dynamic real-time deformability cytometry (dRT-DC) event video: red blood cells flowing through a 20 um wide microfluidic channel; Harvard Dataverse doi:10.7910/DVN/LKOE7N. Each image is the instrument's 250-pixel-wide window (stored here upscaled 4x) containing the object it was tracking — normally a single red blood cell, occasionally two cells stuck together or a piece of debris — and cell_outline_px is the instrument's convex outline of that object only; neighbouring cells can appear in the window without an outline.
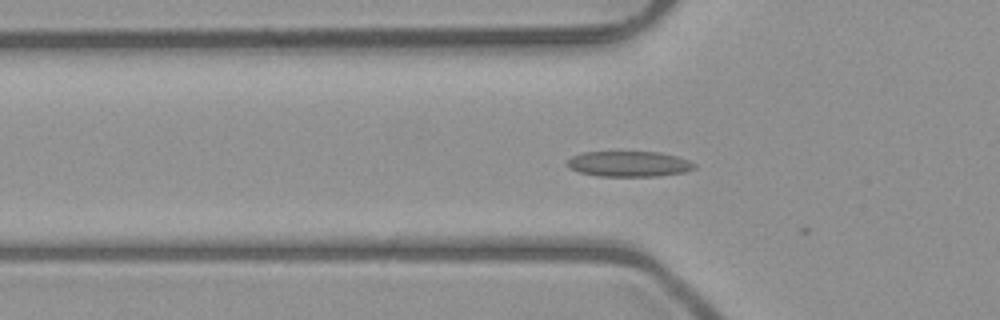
{"species": "common noctule bat (a hibernating species)", "species_latin": "Nyctalus noctula", "temperature_condition": "room temperature", "stored_images_in_passage": 19, "camera_frame_rate_fps": 3000, "um_per_image_px": 0.085, "animal": {"sex": "male", "body_mass_g": 23.1, "forearm_length_mm": 52.7}, "frame": {"image": 1, "passage_image": 18, "time_ms": 5.667, "image_size_px": [1000, 320], "cell_outline_px": [[696, 168], [684, 172], [660, 176], [596, 176], [580, 172], [568, 168], [564, 164], [572, 156], [584, 152], [660, 152], [676, 156], [688, 160], [696, 164]], "centroid_in_image_um": [53.44, 13.94], "position_along_channel_um": 72.4, "area_um2": 19.02}}